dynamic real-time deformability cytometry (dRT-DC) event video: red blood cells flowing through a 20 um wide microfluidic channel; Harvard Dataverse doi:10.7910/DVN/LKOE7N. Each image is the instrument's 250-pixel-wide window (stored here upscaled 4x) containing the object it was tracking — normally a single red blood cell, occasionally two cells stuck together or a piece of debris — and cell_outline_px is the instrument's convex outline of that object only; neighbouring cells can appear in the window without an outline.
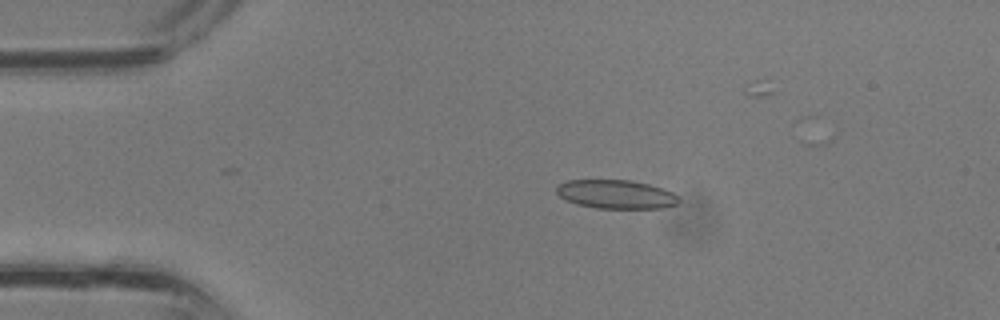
{"species": "common noctule bat (a hibernating species)", "species_latin": "Nyctalus noctula", "temperature_condition": "room temperature", "stored_images_in_passage": 31, "camera_frame_rate_fps": 3000, "um_per_image_px": 0.085, "animal": {"sex": "male", "body_mass_g": 13.3}, "frame": {"image": 1, "passage_image": 7, "time_ms": 2.0, "image_size_px": [1000, 320], "cell_outline_px": [[680, 200], [676, 204], [664, 208], [596, 208], [576, 204], [564, 200], [556, 192], [556, 188], [560, 184], [568, 180], [632, 180], [664, 188], [680, 196]], "centroid_in_image_um": [52.38, 16.51], "position_along_channel_um": 32.6, "area_um2": 20.63}}
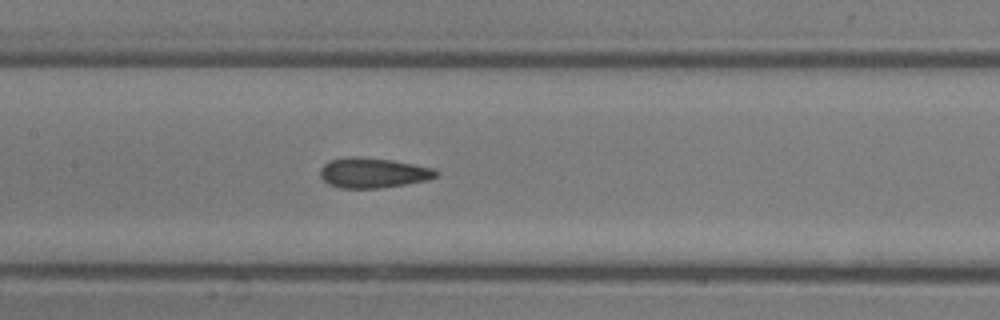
{"frame": {"image": 2, "passage_image": 17, "time_ms": 5.333, "image_size_px": [1000, 320], "cell_outline_px": [[440, 172], [436, 176], [428, 180], [404, 184], [376, 188], [340, 188], [328, 184], [320, 176], [320, 168], [324, 164], [332, 160], [348, 156], [360, 156], [392, 160], [416, 164], [436, 168]], "centroid_in_image_um": [31.73, 14.68], "position_along_channel_um": 175.7, "area_um2": 20.46}}
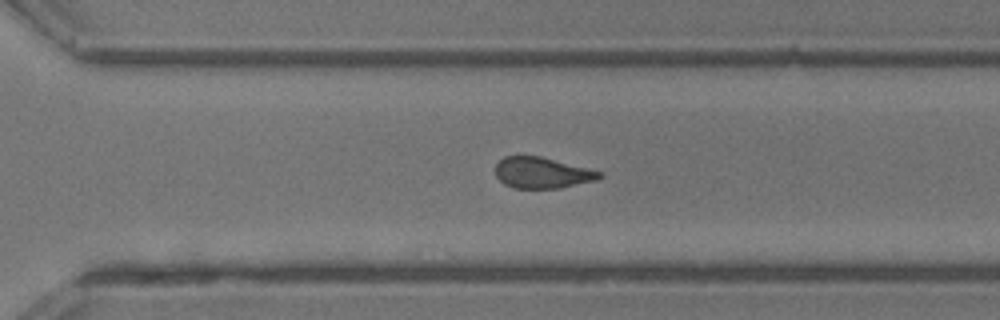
{"frame": {"image": 3, "passage_image": 25, "time_ms": 8.0, "image_size_px": [1000, 320], "cell_outline_px": [[604, 176], [596, 180], [560, 188], [512, 188], [504, 184], [496, 176], [496, 164], [504, 156], [540, 156], [604, 172]], "centroid_in_image_um": [46.1, 14.69], "position_along_channel_um": 324.5, "area_um2": 18.84}}